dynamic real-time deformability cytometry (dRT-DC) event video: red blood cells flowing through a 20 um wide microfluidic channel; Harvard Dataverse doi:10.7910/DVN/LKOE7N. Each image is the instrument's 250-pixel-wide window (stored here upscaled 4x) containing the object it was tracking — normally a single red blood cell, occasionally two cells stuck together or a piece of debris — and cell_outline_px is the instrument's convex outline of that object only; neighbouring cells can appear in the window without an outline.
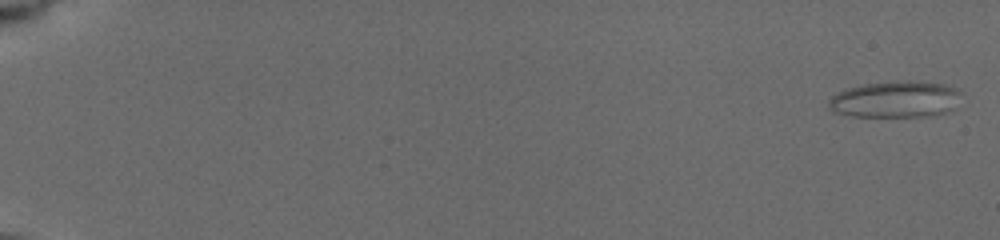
{"species": "common noctule bat (a hibernating species)", "species_latin": "Nyctalus noctula", "temperature_condition": "cold", "stored_images_in_passage": 9, "camera_frame_rate_fps": 3000, "um_per_image_px": 0.085, "animal": {"sex": "female", "body_mass_g": 19.5, "forearm_length_mm": 54.1}, "frame": {"image": 1, "passage_image": 1, "time_ms": 0.0, "image_size_px": [1000, 240], "cell_outline_px": [[960, 92], [956, 108], [944, 112], [928, 116], [852, 116], [836, 112], [828, 108], [828, 100], [832, 96], [848, 88], [864, 84], [908, 80], [952, 84]], "centroid_in_image_um": [76.15, 8.43], "position_along_channel_um": 8.8, "area_um2": 28.21}}